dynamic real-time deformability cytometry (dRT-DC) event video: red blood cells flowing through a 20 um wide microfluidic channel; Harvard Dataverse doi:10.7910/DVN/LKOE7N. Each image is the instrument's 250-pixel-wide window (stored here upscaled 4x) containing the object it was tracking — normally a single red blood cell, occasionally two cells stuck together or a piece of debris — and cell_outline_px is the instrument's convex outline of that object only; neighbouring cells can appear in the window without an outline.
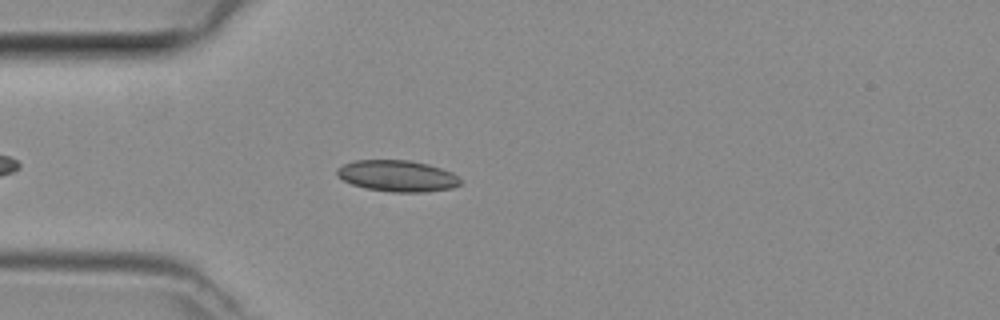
{"species": "common noctule bat (a hibernating species)", "species_latin": "Nyctalus noctula", "temperature_condition": "room temperature", "stored_images_in_passage": 40, "camera_frame_rate_fps": 3000, "um_per_image_px": 0.085, "animal": {"sex": "female", "body_mass_g": 29.2, "forearm_length_mm": 56.3}, "frame": {"image": 1, "passage_image": 6, "time_ms": 1.667, "image_size_px": [1000, 320], "cell_outline_px": [[464, 180], [460, 184], [452, 188], [428, 192], [392, 192], [368, 188], [352, 184], [336, 176], [336, 168], [344, 164], [356, 160], [408, 160], [428, 164], [452, 172]], "centroid_in_image_um": [33.8, 14.95], "position_along_channel_um": 51.2, "area_um2": 22.6}}
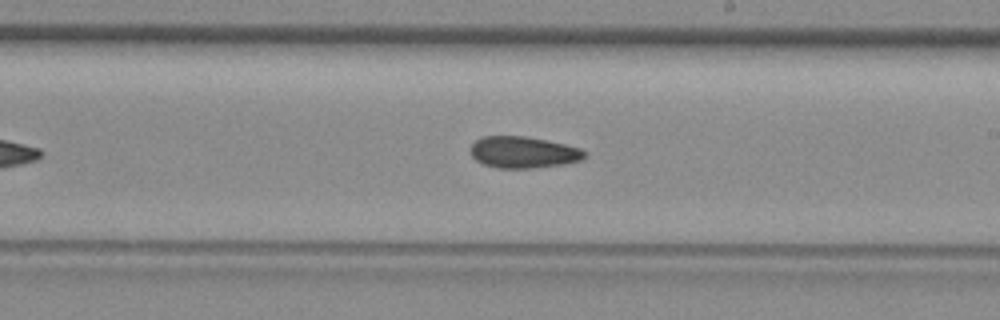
{"frame": {"image": 2, "passage_image": 20, "time_ms": 6.333, "image_size_px": [1000, 320], "cell_outline_px": [[588, 156], [580, 160], [564, 164], [532, 168], [496, 168], [484, 164], [476, 160], [472, 156], [472, 144], [480, 136], [524, 136], [564, 144], [580, 148], [588, 152]], "centroid_in_image_um": [44.5, 12.95], "position_along_channel_um": 244.5, "area_um2": 20.92}}
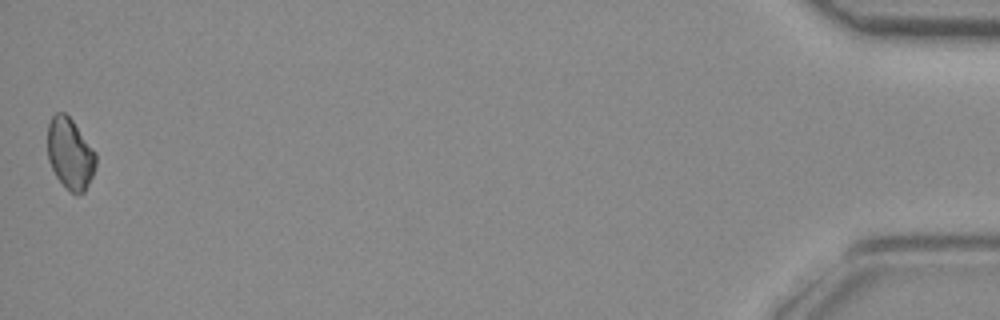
{"frame": {"image": 3, "passage_image": 40, "time_ms": 13.0, "image_size_px": [1000, 320], "cell_outline_px": [[96, 164], [92, 176], [84, 192], [76, 196], [56, 176], [48, 160], [48, 124], [52, 116], [56, 112], [64, 112], [72, 120], [96, 152]], "centroid_in_image_um": [5.96, 13.05], "position_along_channel_um": 429.2, "area_um2": 19.83}}